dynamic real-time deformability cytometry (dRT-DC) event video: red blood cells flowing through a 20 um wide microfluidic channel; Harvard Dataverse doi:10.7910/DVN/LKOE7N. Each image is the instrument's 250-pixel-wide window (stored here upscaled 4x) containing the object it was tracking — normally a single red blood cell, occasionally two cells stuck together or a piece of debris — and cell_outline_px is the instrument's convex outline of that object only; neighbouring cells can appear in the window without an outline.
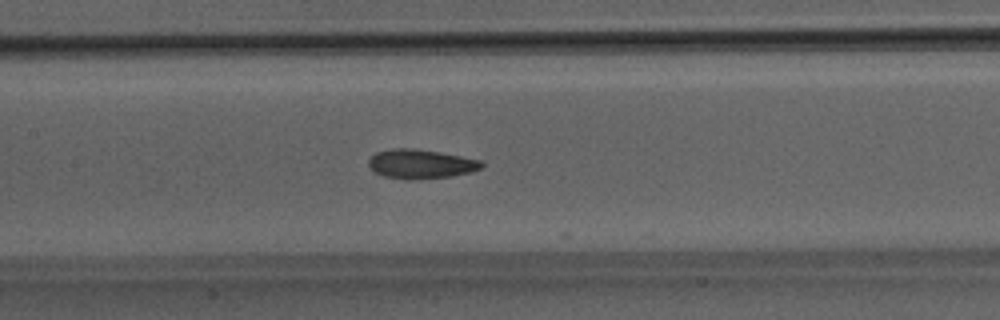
{"species": "Egyptian fruit bat (a non-hibernating species)", "species_latin": "Rousettus aegyptiacus", "temperature_condition": "room temperature", "stored_images_in_passage": 25, "camera_frame_rate_fps": 3000, "um_per_image_px": 0.085, "animal": {"sex": "male"}, "frame": {"image": 1, "passage_image": 24, "time_ms": 7.667, "image_size_px": [1000, 320], "cell_outline_px": [[484, 164], [480, 168], [472, 172], [452, 176], [416, 180], [408, 180], [384, 176], [376, 172], [368, 164], [368, 160], [376, 152], [392, 148], [412, 148], [440, 152], [484, 160]], "centroid_in_image_um": [35.8, 13.94], "position_along_channel_um": 171.6, "area_um2": 19.42}}